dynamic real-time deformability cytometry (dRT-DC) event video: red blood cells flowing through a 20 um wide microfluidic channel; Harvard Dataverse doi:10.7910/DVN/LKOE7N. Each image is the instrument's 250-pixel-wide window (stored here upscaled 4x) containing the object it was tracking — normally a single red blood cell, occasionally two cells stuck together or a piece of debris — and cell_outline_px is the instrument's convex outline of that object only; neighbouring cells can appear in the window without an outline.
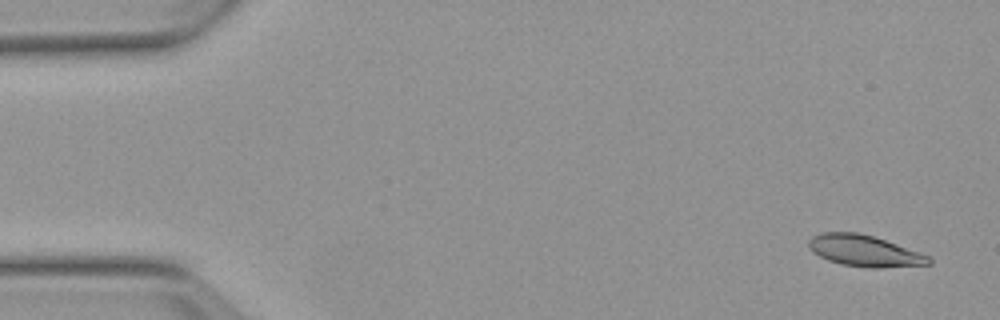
{"species": "Egyptian fruit bat (a non-hibernating species)", "species_latin": "Rousettus aegyptiacus", "temperature_condition": "warm", "stored_images_in_passage": 4, "camera_frame_rate_fps": 3000, "um_per_image_px": 0.085, "animal": {"sex": "female"}, "frame": {"image": 1, "passage_image": 1, "time_ms": 0.0, "image_size_px": [1000, 320], "cell_outline_px": [[932, 264], [880, 268], [868, 268], [840, 264], [828, 260], [812, 252], [808, 248], [808, 240], [812, 236], [824, 232], [856, 232], [872, 236], [896, 244], [928, 256], [932, 260]], "centroid_in_image_um": [73.43, 21.33], "position_along_channel_um": 11.6, "area_um2": 21.79}}
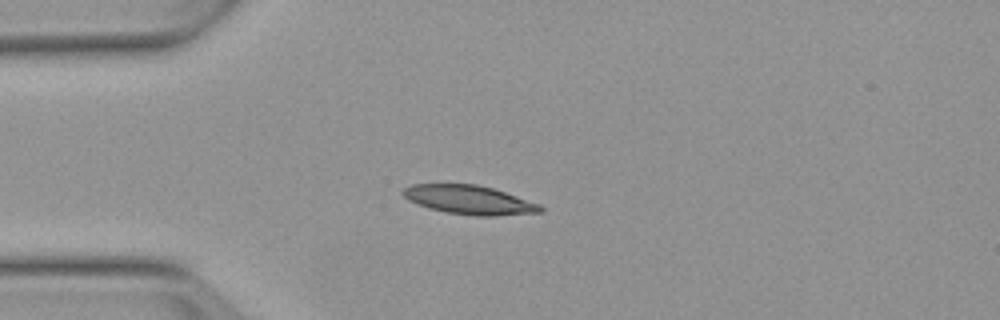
{"frame": {"image": 2, "passage_image": 4, "time_ms": 3.667, "image_size_px": [1000, 320], "cell_outline_px": [[544, 212], [496, 216], [476, 216], [448, 212], [428, 208], [408, 200], [400, 192], [404, 188], [412, 184], [476, 184], [492, 188], [540, 204], [544, 208]], "centroid_in_image_um": [39.89, 16.99], "position_along_channel_um": 45.1, "area_um2": 23.12}}